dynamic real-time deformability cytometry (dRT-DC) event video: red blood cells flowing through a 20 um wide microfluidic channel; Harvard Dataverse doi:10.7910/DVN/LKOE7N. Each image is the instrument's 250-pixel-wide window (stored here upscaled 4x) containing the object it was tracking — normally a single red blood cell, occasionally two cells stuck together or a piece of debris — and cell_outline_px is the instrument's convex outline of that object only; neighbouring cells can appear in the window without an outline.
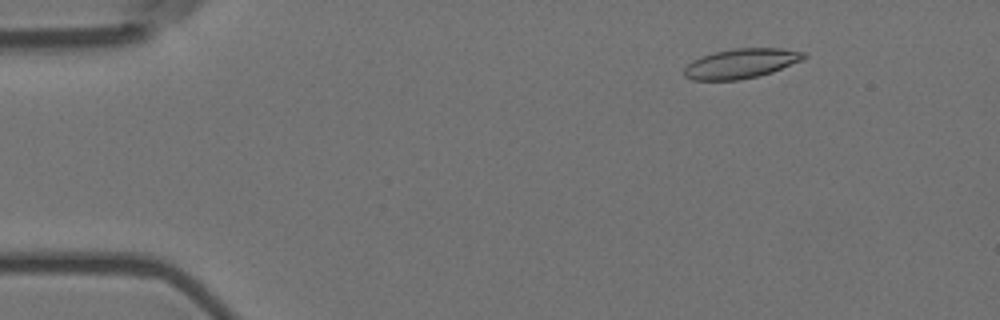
{"species": "Egyptian fruit bat (a non-hibernating species)", "species_latin": "Rousettus aegyptiacus", "temperature_condition": "room temperature", "stored_images_in_passage": 6, "camera_frame_rate_fps": 3000, "um_per_image_px": 0.085, "animal": {"sex": "female"}, "frame": {"image": 1, "passage_image": 2, "time_ms": 0.333, "image_size_px": [1000, 320], "cell_outline_px": [[808, 56], [804, 60], [772, 72], [740, 80], [692, 80], [684, 76], [684, 68], [692, 60], [700, 56], [716, 52], [736, 48], [784, 48], [804, 52]], "centroid_in_image_um": [63.01, 5.39], "position_along_channel_um": 22.0, "area_um2": 20.81}}
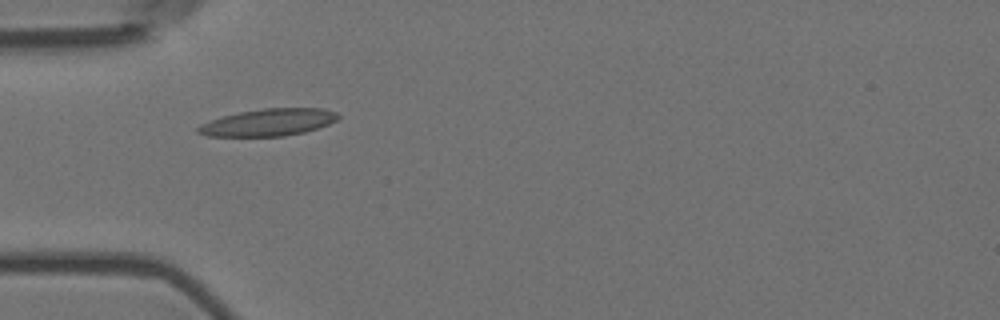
{"frame": {"image": 2, "passage_image": 5, "time_ms": 1.333, "image_size_px": [1000, 320], "cell_outline_px": [[340, 116], [336, 120], [328, 124], [304, 132], [284, 136], [208, 136], [196, 132], [196, 128], [200, 124], [224, 116], [240, 112], [264, 108], [324, 108], [336, 112]], "centroid_in_image_um": [22.82, 10.4], "position_along_channel_um": 62.2, "area_um2": 21.96}}
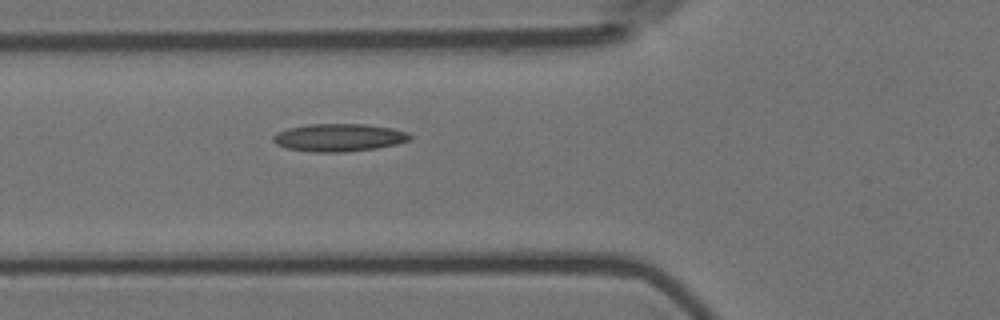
{"frame": {"image": 3, "passage_image": 6, "time_ms": 1.667, "image_size_px": [1000, 320], "cell_outline_px": [[412, 136], [408, 140], [396, 144], [376, 148], [344, 152], [312, 152], [288, 148], [276, 144], [272, 140], [272, 136], [276, 132], [288, 128], [308, 124], [364, 124], [392, 128], [408, 132]], "centroid_in_image_um": [28.78, 11.69], "position_along_channel_um": 97.0, "area_um2": 22.08}}